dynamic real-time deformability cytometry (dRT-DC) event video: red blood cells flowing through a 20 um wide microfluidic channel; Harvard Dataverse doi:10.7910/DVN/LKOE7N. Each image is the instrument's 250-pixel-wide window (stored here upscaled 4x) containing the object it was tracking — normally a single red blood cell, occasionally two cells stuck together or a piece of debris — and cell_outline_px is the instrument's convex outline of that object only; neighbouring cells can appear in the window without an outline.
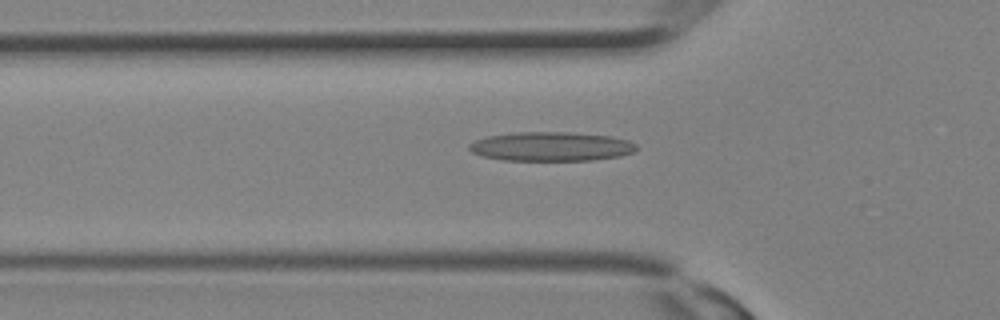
{"species": "Egyptian fruit bat (a non-hibernating species)", "species_latin": "Rousettus aegyptiacus", "temperature_condition": "room temperature", "stored_images_in_passage": 13, "camera_frame_rate_fps": 3000, "um_per_image_px": 0.085, "animal": {"sex": "female"}, "frame": {"image": 1, "passage_image": 3, "time_ms": 0.667, "image_size_px": [1000, 320], "cell_outline_px": [[636, 148], [632, 152], [620, 156], [592, 160], [504, 160], [480, 156], [472, 152], [468, 148], [468, 144], [476, 140], [488, 136], [516, 132], [564, 132], [612, 136], [628, 140], [636, 144]], "centroid_in_image_um": [46.82, 12.45], "position_along_channel_um": 79.0, "area_um2": 28.32}}
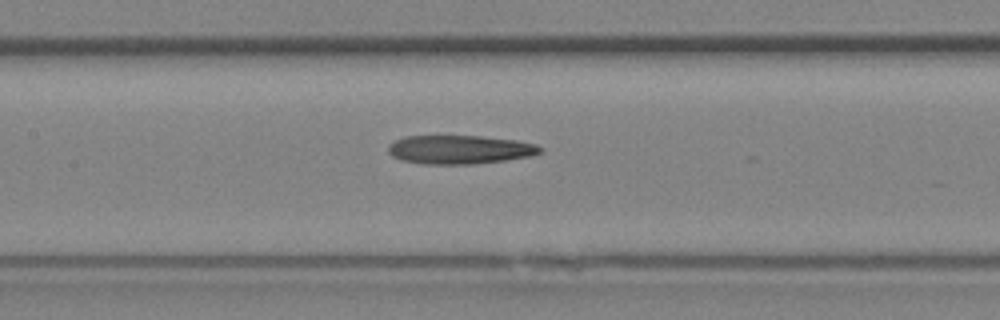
{"frame": {"image": 2, "passage_image": 7, "time_ms": 2.0, "image_size_px": [1000, 320], "cell_outline_px": [[544, 148], [540, 152], [532, 156], [504, 160], [472, 164], [424, 164], [400, 160], [392, 156], [388, 152], [388, 144], [404, 136], [480, 136], [516, 140], [536, 144]], "centroid_in_image_um": [39.06, 12.71], "position_along_channel_um": 168.3, "area_um2": 25.49}}
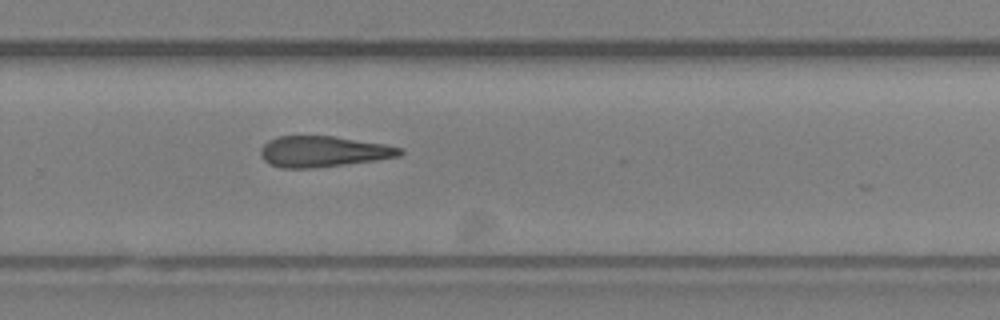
{"frame": {"image": 3, "passage_image": 13, "time_ms": 4.0, "image_size_px": [1000, 320], "cell_outline_px": [[404, 152], [400, 156], [376, 160], [312, 168], [280, 168], [268, 164], [260, 156], [260, 152], [264, 144], [268, 140], [276, 136], [332, 136], [384, 144], [404, 148]], "centroid_in_image_um": [27.45, 12.88], "position_along_channel_um": 302.3, "area_um2": 25.09}}